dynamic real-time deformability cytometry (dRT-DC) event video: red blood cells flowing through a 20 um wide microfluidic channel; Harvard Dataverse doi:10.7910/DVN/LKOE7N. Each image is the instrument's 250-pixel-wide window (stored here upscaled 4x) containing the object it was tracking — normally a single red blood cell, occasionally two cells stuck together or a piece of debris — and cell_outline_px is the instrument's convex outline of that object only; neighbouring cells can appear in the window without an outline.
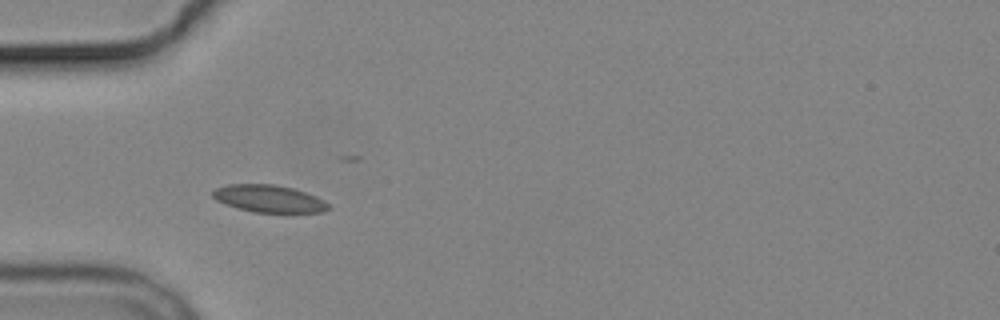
{"species": "common noctule bat (a hibernating species)", "species_latin": "Nyctalus noctula", "temperature_condition": "cold", "stored_images_in_passage": 5, "camera_frame_rate_fps": 3000, "um_per_image_px": 0.085, "animal": {"sex": "male", "body_mass_g": 19.2, "forearm_length_mm": 51.8}, "frame": {"image": 1, "passage_image": 4, "time_ms": 3.667, "image_size_px": [1000, 320], "cell_outline_px": [[332, 208], [324, 212], [252, 212], [236, 208], [216, 200], [212, 196], [212, 192], [216, 188], [228, 184], [276, 184], [292, 188], [316, 196], [324, 200]], "centroid_in_image_um": [22.86, 16.89], "position_along_channel_um": 62.1, "area_um2": 18.44}}
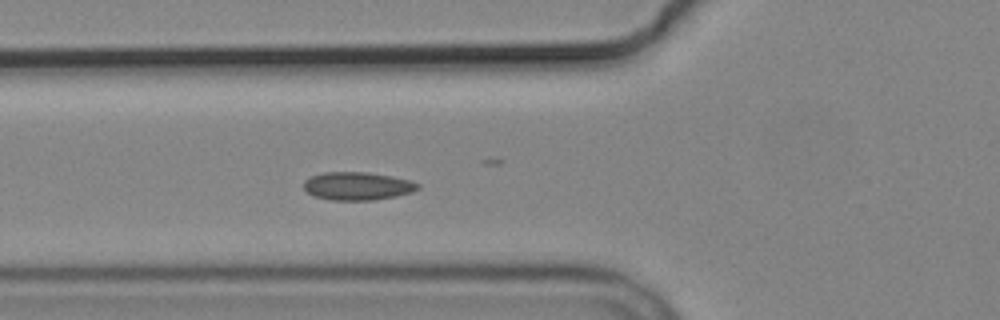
{"frame": {"image": 2, "passage_image": 5, "time_ms": 4.667, "image_size_px": [1000, 320], "cell_outline_px": [[420, 188], [412, 192], [396, 196], [372, 200], [332, 200], [316, 196], [308, 192], [304, 188], [304, 180], [308, 176], [324, 172], [368, 172], [392, 176], [412, 180], [420, 184]], "centroid_in_image_um": [30.41, 15.8], "position_along_channel_um": 95.4, "area_um2": 18.79}}